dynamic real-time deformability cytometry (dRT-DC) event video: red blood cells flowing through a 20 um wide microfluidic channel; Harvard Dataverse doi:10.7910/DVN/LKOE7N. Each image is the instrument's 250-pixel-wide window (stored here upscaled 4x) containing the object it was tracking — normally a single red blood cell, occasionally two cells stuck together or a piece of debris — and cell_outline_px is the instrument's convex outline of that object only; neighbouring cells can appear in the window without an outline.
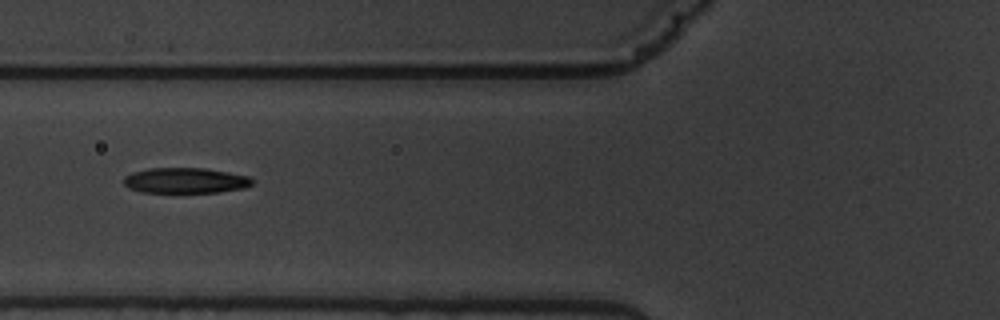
{"species": "common noctule bat (a hibernating species)", "species_latin": "Nyctalus noctula", "temperature_condition": "warm", "stored_images_in_passage": 10, "camera_frame_rate_fps": 3000, "um_per_image_px": 0.085, "animal": {"sex": "male", "body_mass_g": 19.5, "forearm_length_mm": 54.6}, "frame": {"image": 1, "passage_image": 6, "time_ms": 6.667, "image_size_px": [1000, 320], "cell_outline_px": [[252, 184], [244, 188], [220, 192], [140, 192], [128, 188], [124, 184], [124, 176], [132, 172], [148, 168], [204, 168], [228, 172], [248, 176], [252, 180]], "centroid_in_image_um": [15.72, 15.34], "position_along_channel_um": 110.1, "area_um2": 19.07}}
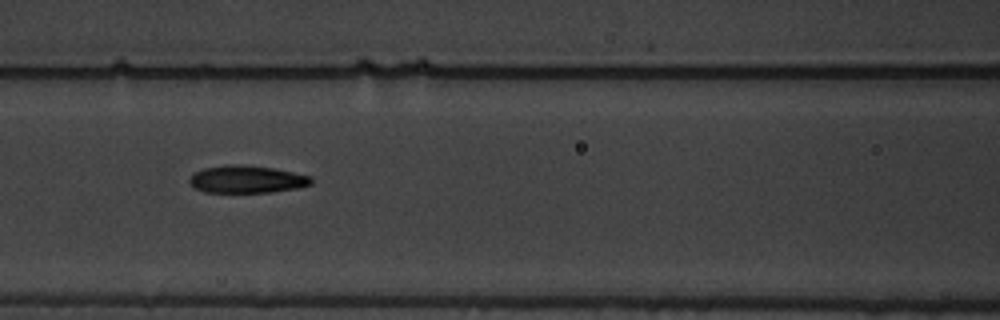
{"frame": {"image": 2, "passage_image": 7, "time_ms": 7.667, "image_size_px": [1000, 320], "cell_outline_px": [[312, 184], [296, 188], [272, 192], [204, 192], [196, 188], [188, 180], [192, 172], [204, 168], [224, 164], [240, 164], [272, 168], [312, 176]], "centroid_in_image_um": [20.95, 15.23], "position_along_channel_um": 145.6, "area_um2": 19.54}}
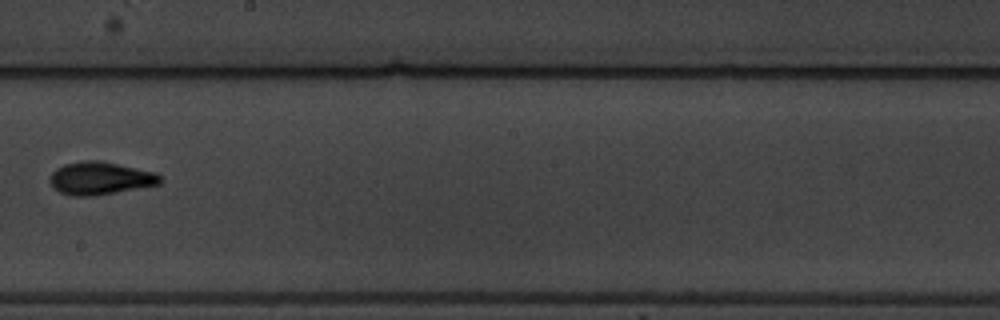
{"frame": {"image": 3, "passage_image": 9, "time_ms": 10.333, "image_size_px": [1000, 320], "cell_outline_px": [[164, 180], [160, 184], [92, 196], [72, 196], [60, 192], [48, 180], [52, 172], [56, 168], [64, 164], [88, 160], [96, 160], [156, 172]], "centroid_in_image_um": [8.52, 15.15], "position_along_channel_um": 239.7, "area_um2": 20.81}}